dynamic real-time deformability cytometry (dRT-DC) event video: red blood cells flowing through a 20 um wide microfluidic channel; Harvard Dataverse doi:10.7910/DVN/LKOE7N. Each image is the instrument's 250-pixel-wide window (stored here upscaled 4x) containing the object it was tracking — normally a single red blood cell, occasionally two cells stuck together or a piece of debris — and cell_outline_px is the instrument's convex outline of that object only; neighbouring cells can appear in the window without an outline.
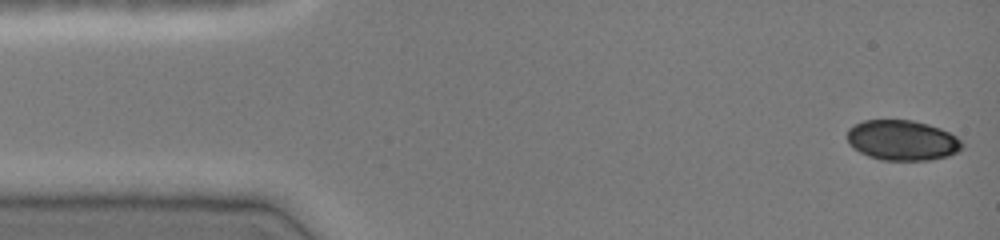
{"species": "common noctule bat (a hibernating species)", "species_latin": "Nyctalus noctula", "temperature_condition": "cold", "stored_images_in_passage": 46, "camera_frame_rate_fps": 3000, "um_per_image_px": 0.085, "animal": {"sex": "female", "body_mass_g": 19.0, "forearm_length_mm": 51.5}, "frame": {"image": 1, "passage_image": 1, "time_ms": 0.0, "image_size_px": [1000, 240], "cell_outline_px": [[964, 144], [956, 152], [948, 156], [928, 160], [880, 160], [868, 156], [852, 148], [848, 144], [848, 128], [864, 120], [912, 120], [928, 124], [940, 128], [956, 136]], "centroid_in_image_um": [76.67, 11.92], "position_along_channel_um": 8.3, "area_um2": 26.93}}
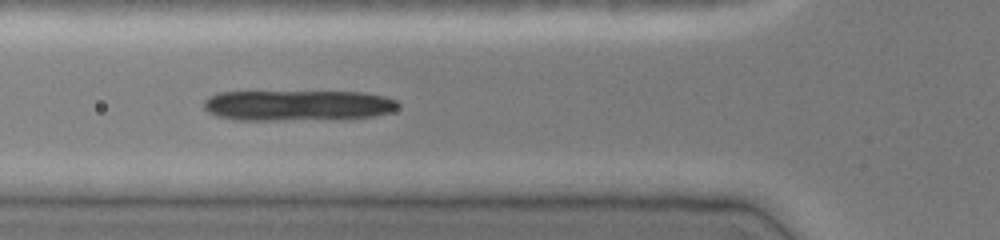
{"frame": {"image": 2, "passage_image": 16, "time_ms": 5.0, "image_size_px": [1000, 240], "cell_outline_px": [[400, 104], [396, 108], [388, 112], [372, 116], [276, 120], [236, 120], [216, 116], [208, 112], [204, 108], [204, 100], [208, 96], [216, 92], [364, 92], [384, 96], [396, 100]], "centroid_in_image_um": [25.21, 8.94], "position_along_channel_um": 100.6, "area_um2": 34.28}}
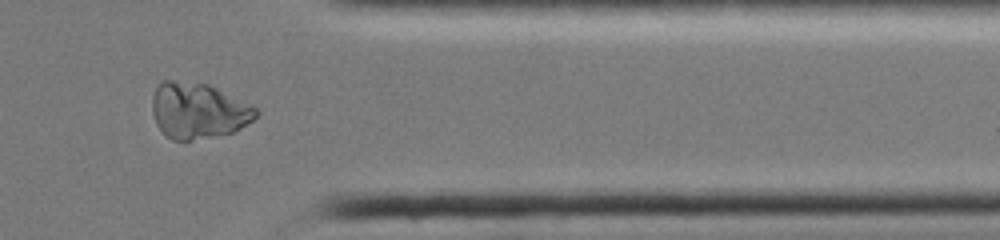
{"frame": {"image": 3, "passage_image": 38, "time_ms": 12.333, "image_size_px": [1000, 240], "cell_outline_px": [[260, 112], [252, 120], [232, 132], [192, 140], [172, 140], [156, 124], [152, 112], [152, 96], [160, 80], [172, 80], [208, 84], [256, 108]], "centroid_in_image_um": [16.8, 9.39], "position_along_channel_um": 394.6, "area_um2": 33.29}}